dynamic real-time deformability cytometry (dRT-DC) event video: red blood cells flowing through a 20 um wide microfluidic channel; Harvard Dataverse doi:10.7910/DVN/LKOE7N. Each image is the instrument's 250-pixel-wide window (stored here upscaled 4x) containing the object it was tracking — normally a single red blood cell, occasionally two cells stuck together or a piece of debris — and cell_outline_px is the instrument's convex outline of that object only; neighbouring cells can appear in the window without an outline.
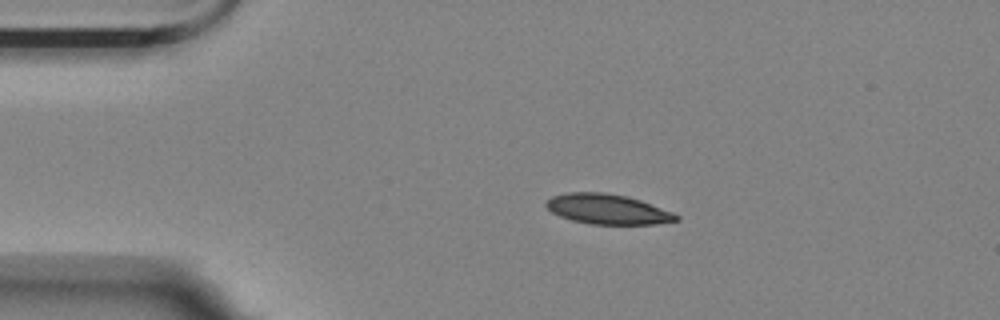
{"species": "Egyptian fruit bat (a non-hibernating species)", "species_latin": "Rousettus aegyptiacus", "temperature_condition": "room temperature", "stored_images_in_passage": 5, "camera_frame_rate_fps": 3000, "um_per_image_px": 0.085, "animal": {"sex": "female"}, "frame": {"image": 1, "passage_image": 1, "time_ms": 0.0, "image_size_px": [1000, 320], "cell_outline_px": [[680, 220], [656, 224], [592, 224], [572, 220], [560, 216], [552, 212], [544, 204], [552, 196], [568, 192], [604, 192], [628, 196], [640, 200], [672, 212], [680, 216]], "centroid_in_image_um": [51.65, 17.77], "position_along_channel_um": 33.3, "area_um2": 22.72}}
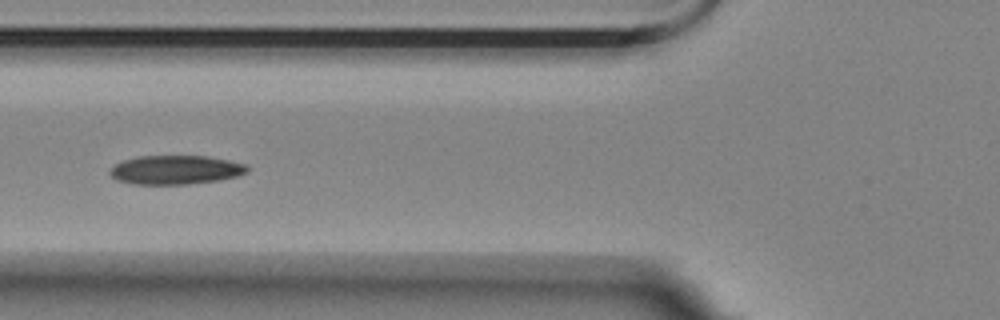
{"frame": {"image": 2, "passage_image": 3, "time_ms": 0.667, "image_size_px": [1000, 320], "cell_outline_px": [[248, 172], [236, 176], [220, 180], [188, 184], [132, 184], [116, 180], [108, 172], [116, 164], [124, 160], [140, 156], [204, 156], [228, 160], [244, 164], [248, 168]], "centroid_in_image_um": [14.91, 14.44], "position_along_channel_um": 110.9, "area_um2": 23.0}}
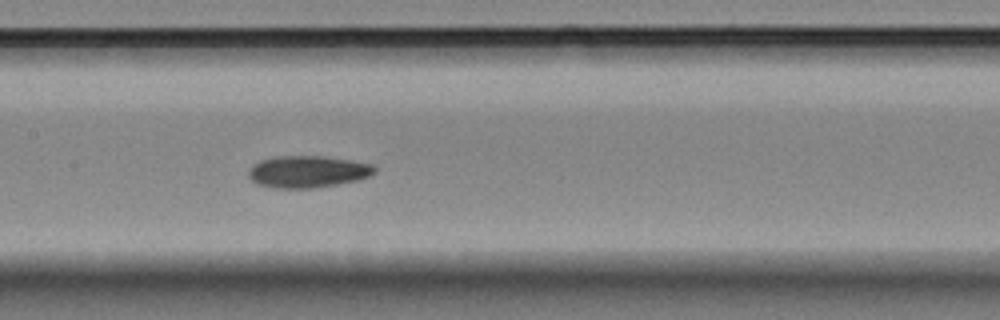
{"frame": {"image": 3, "passage_image": 5, "time_ms": 1.333, "image_size_px": [1000, 320], "cell_outline_px": [[376, 172], [360, 180], [312, 188], [276, 188], [256, 184], [248, 176], [248, 172], [252, 164], [260, 160], [276, 156], [324, 156], [352, 160], [372, 164], [376, 168]], "centroid_in_image_um": [26.15, 14.58], "position_along_channel_um": 181.3, "area_um2": 23.58}}